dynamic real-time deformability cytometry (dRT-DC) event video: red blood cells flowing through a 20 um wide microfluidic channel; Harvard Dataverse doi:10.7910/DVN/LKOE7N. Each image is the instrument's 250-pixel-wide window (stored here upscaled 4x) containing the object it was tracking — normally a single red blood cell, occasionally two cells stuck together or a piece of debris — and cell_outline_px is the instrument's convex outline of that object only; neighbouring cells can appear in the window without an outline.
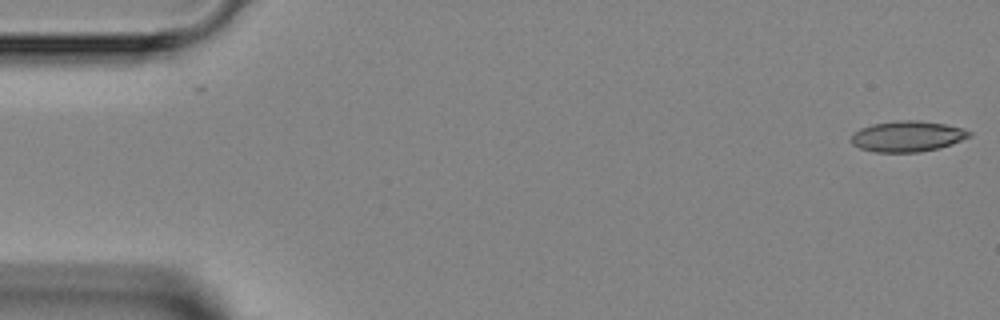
{"species": "Egyptian fruit bat (a non-hibernating species)", "species_latin": "Rousettus aegyptiacus", "temperature_condition": "room temperature", "stored_images_in_passage": 6, "camera_frame_rate_fps": 3000, "um_per_image_px": 0.085, "animal": {"sex": "female"}, "frame": {"image": 1, "passage_image": 1, "time_ms": 0.0, "image_size_px": [1000, 320], "cell_outline_px": [[972, 136], [952, 144], [940, 148], [920, 152], [872, 152], [860, 148], [852, 144], [848, 140], [852, 132], [860, 128], [872, 124], [896, 120], [920, 120], [944, 124], [964, 128], [972, 132]], "centroid_in_image_um": [77.1, 11.58], "position_along_channel_um": 7.9, "area_um2": 21.62}}
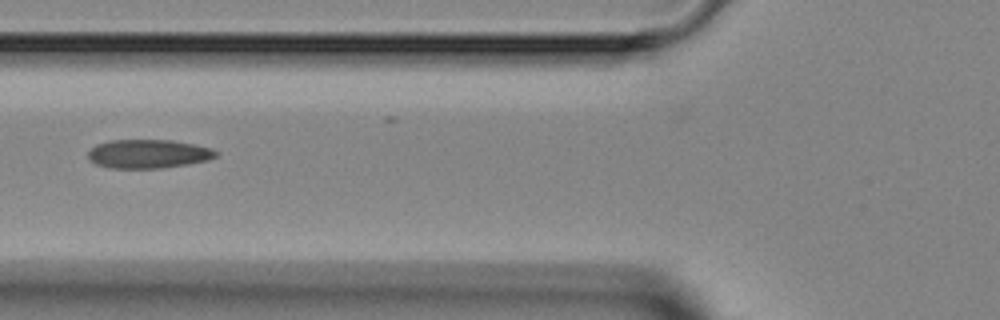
{"frame": {"image": 2, "passage_image": 5, "time_ms": 5.667, "image_size_px": [1000, 320], "cell_outline_px": [[220, 152], [216, 156], [208, 160], [188, 164], [160, 168], [108, 168], [96, 164], [88, 160], [88, 152], [96, 144], [108, 140], [172, 140], [212, 148]], "centroid_in_image_um": [12.59, 13.08], "position_along_channel_um": 113.2, "area_um2": 21.56}}
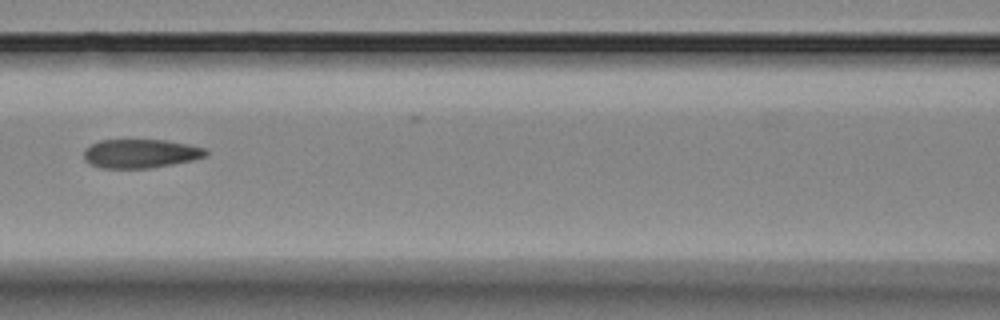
{"frame": {"image": 3, "passage_image": 6, "time_ms": 6.667, "image_size_px": [1000, 320], "cell_outline_px": [[208, 156], [192, 160], [152, 168], [104, 168], [92, 164], [84, 160], [84, 148], [100, 140], [168, 140], [188, 144], [204, 148], [208, 152]], "centroid_in_image_um": [11.96, 13.05], "position_along_channel_um": 154.6, "area_um2": 20.52}}